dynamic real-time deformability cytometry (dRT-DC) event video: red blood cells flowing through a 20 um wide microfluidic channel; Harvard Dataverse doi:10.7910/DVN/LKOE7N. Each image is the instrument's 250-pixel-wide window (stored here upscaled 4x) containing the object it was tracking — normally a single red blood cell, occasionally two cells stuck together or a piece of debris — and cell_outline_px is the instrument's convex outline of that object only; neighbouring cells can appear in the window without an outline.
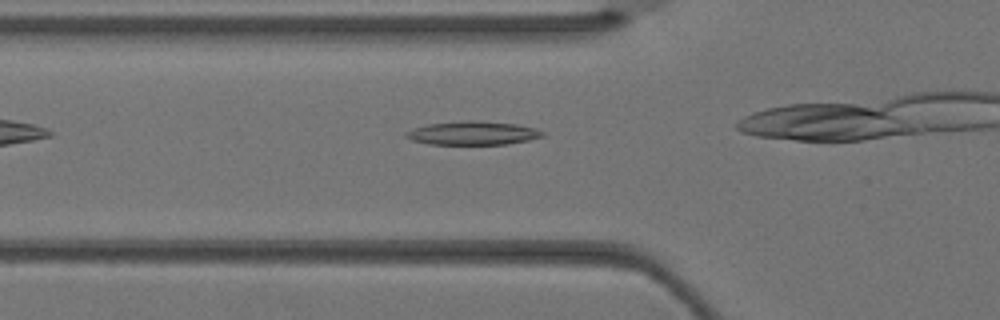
{"species": "Egyptian fruit bat (a non-hibernating species)", "species_latin": "Rousettus aegyptiacus", "temperature_condition": "warm", "stored_images_in_passage": 4, "camera_frame_rate_fps": 3000, "um_per_image_px": 0.085, "animal": {"sex": "female"}, "frame": {"image": 1, "passage_image": 3, "time_ms": 0.667, "image_size_px": [1000, 320], "cell_outline_px": [[544, 136], [528, 140], [504, 144], [428, 144], [412, 140], [404, 136], [404, 132], [428, 124], [468, 120], [480, 120], [516, 124], [536, 128], [544, 132]], "centroid_in_image_um": [40.19, 11.3], "position_along_channel_um": 85.6, "area_um2": 18.73}}